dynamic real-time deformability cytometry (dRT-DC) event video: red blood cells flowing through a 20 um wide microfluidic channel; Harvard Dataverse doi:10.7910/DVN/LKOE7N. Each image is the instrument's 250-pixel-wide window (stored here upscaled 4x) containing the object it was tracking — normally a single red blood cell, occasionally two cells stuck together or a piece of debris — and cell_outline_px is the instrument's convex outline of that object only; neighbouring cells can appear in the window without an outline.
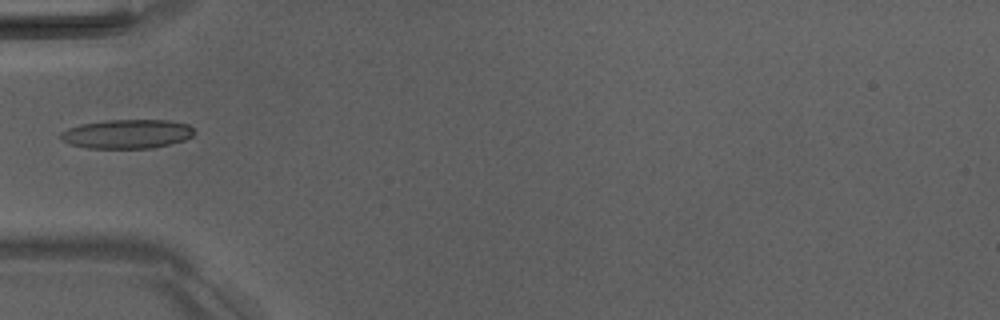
{"species": "Egyptian fruit bat (a non-hibernating species)", "species_latin": "Rousettus aegyptiacus", "temperature_condition": "room temperature", "stored_images_in_passage": 6, "camera_frame_rate_fps": 3000, "um_per_image_px": 0.085, "animal": {"sex": "male"}, "frame": {"image": 1, "passage_image": 5, "time_ms": 4.667, "image_size_px": [1000, 320], "cell_outline_px": [[196, 132], [192, 136], [184, 140], [152, 148], [88, 148], [72, 144], [60, 140], [60, 132], [68, 128], [80, 124], [108, 120], [168, 120], [188, 124], [196, 128]], "centroid_in_image_um": [10.82, 11.38], "position_along_channel_um": 74.2, "area_um2": 22.72}}